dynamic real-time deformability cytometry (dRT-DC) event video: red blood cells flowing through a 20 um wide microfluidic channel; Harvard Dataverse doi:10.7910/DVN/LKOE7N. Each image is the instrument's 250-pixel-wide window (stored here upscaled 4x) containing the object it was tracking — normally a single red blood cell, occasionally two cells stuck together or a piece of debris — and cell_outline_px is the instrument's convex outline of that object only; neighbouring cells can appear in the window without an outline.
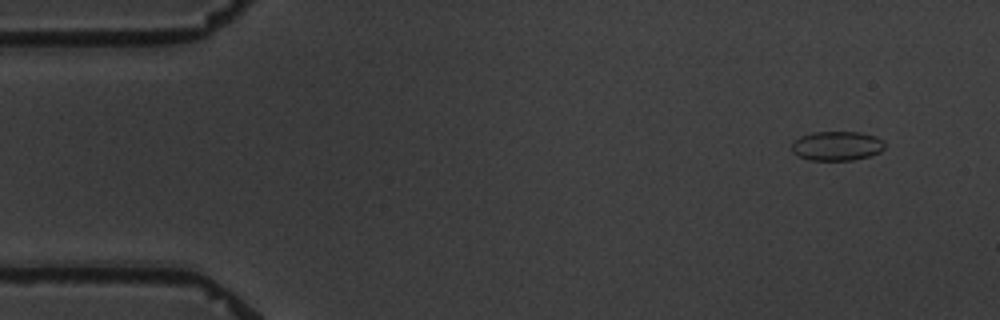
{"species": "common noctule bat (a hibernating species)", "species_latin": "Nyctalus noctula", "temperature_condition": "warm", "stored_images_in_passage": 6, "camera_frame_rate_fps": 3000, "um_per_image_px": 0.085, "animal": {"sex": "male", "body_mass_g": 19.5, "forearm_length_mm": 54.6}, "frame": {"image": 1, "passage_image": 1, "time_ms": 0.0, "image_size_px": [1000, 320], "cell_outline_px": [[884, 148], [880, 152], [868, 156], [852, 160], [808, 160], [792, 152], [792, 140], [800, 136], [812, 132], [860, 132], [876, 136], [884, 140]], "centroid_in_image_um": [71.12, 12.39], "position_along_channel_um": 13.9, "area_um2": 16.01}}
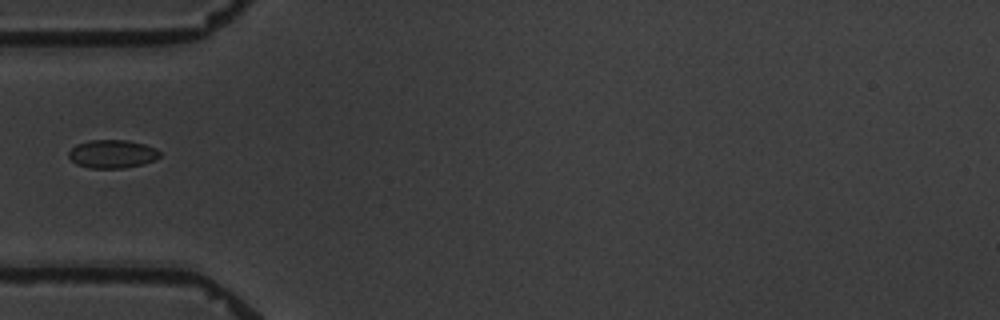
{"frame": {"image": 2, "passage_image": 5, "time_ms": 4.667, "image_size_px": [1000, 320], "cell_outline_px": [[160, 156], [156, 160], [144, 164], [124, 168], [88, 168], [76, 164], [68, 156], [68, 152], [76, 144], [88, 140], [128, 140], [144, 144], [156, 148], [160, 152]], "centroid_in_image_um": [9.55, 13.09], "position_along_channel_um": 75.4, "area_um2": 15.2}}
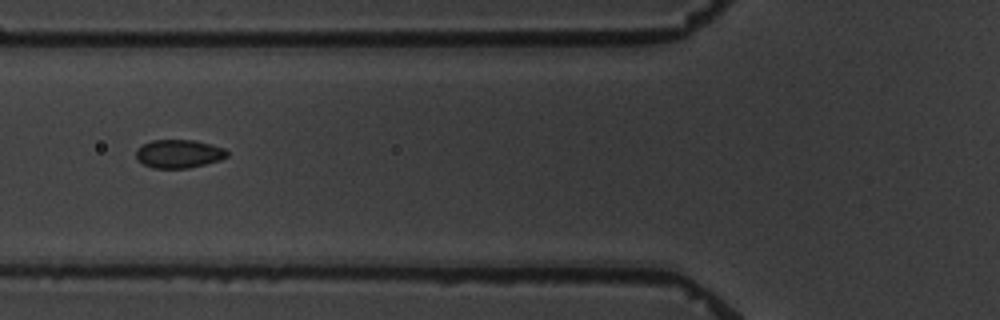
{"frame": {"image": 3, "passage_image": 6, "time_ms": 5.667, "image_size_px": [1000, 320], "cell_outline_px": [[228, 156], [220, 160], [188, 168], [152, 168], [144, 164], [136, 156], [136, 148], [152, 140], [196, 140], [224, 148], [228, 152]], "centroid_in_image_um": [15.21, 13.06], "position_along_channel_um": 110.6, "area_um2": 14.97}}